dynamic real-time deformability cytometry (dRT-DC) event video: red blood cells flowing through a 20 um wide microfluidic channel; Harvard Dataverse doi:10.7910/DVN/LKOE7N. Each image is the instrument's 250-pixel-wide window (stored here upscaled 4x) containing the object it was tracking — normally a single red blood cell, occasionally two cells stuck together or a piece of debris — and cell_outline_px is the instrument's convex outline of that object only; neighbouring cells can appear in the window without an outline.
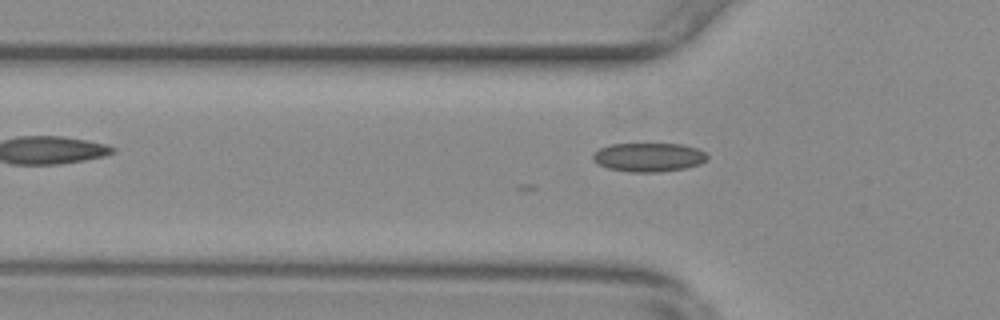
{"species": "common noctule bat (a hibernating species)", "species_latin": "Nyctalus noctula", "temperature_condition": "warm", "stored_images_in_passage": 5, "camera_frame_rate_fps": 3000, "um_per_image_px": 0.085, "animal": {"sex": "female", "body_mass_g": 29.2, "forearm_length_mm": 56.3}, "frame": {"image": 1, "passage_image": 3, "time_ms": 0.667, "image_size_px": [1000, 320], "cell_outline_px": [[708, 160], [700, 164], [684, 168], [660, 172], [628, 172], [608, 168], [592, 160], [592, 152], [608, 144], [684, 144], [700, 148], [708, 156]], "centroid_in_image_um": [55.15, 13.36], "position_along_channel_um": 70.7, "area_um2": 19.48}}